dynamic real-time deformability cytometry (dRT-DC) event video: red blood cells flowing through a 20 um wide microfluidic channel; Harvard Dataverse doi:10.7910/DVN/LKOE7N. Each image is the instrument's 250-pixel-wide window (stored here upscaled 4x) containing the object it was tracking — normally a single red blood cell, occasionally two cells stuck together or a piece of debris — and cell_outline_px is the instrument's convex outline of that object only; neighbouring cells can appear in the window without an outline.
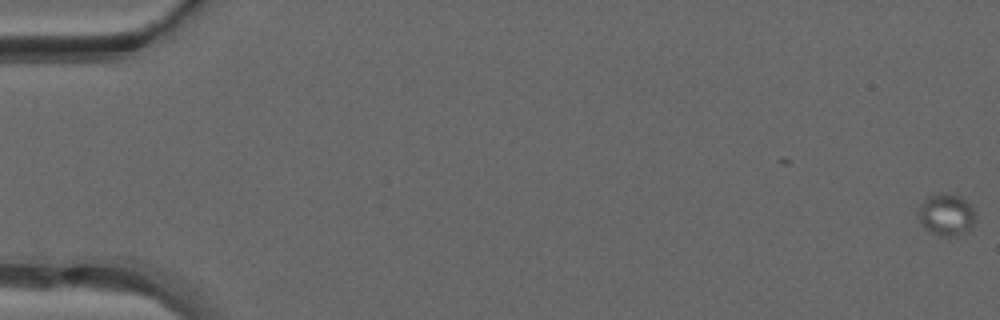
{"species": "common noctule bat (a hibernating species)", "species_latin": "Nyctalus noctula", "temperature_condition": "warm", "stored_images_in_passage": 3, "camera_frame_rate_fps": 3000, "um_per_image_px": 0.085, "animal": {"sex": "male", "forearm_length_mm": 52.5}, "frame": {"image": 1, "passage_image": 3, "time_ms": 0.667, "image_size_px": [1000, 320], "cell_outline_px": [[976, 212], [972, 228], [968, 232], [956, 236], [940, 236], [924, 228], [920, 220], [920, 204], [928, 196], [940, 192], [944, 192], [960, 196]], "centroid_in_image_um": [80.47, 18.25], "position_along_channel_um": 4.5, "area_um2": 13.93}}